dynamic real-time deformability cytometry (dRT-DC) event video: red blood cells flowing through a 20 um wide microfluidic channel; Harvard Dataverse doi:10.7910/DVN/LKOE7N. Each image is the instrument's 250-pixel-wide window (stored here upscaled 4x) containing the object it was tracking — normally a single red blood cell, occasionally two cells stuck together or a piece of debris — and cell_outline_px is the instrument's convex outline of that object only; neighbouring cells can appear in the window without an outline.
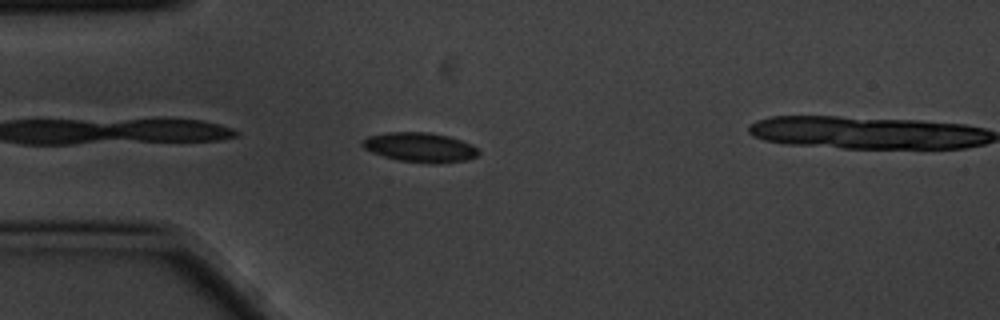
{"species": "common noctule bat (a hibernating species)", "species_latin": "Nyctalus noctula", "temperature_condition": "cold", "stored_images_in_passage": 9, "camera_frame_rate_fps": 3000, "um_per_image_px": 0.085, "animal": {"sex": "male", "body_mass_g": 20.1, "forearm_length_mm": 53.5}, "frame": {"image": 1, "passage_image": 3, "time_ms": 0.667, "image_size_px": [1000, 320], "cell_outline_px": [[480, 152], [476, 156], [464, 160], [400, 160], [384, 156], [372, 152], [364, 148], [360, 144], [368, 136], [388, 132], [428, 132], [448, 136], [472, 144]], "centroid_in_image_um": [35.64, 12.45], "position_along_channel_um": 49.4, "area_um2": 18.84}}